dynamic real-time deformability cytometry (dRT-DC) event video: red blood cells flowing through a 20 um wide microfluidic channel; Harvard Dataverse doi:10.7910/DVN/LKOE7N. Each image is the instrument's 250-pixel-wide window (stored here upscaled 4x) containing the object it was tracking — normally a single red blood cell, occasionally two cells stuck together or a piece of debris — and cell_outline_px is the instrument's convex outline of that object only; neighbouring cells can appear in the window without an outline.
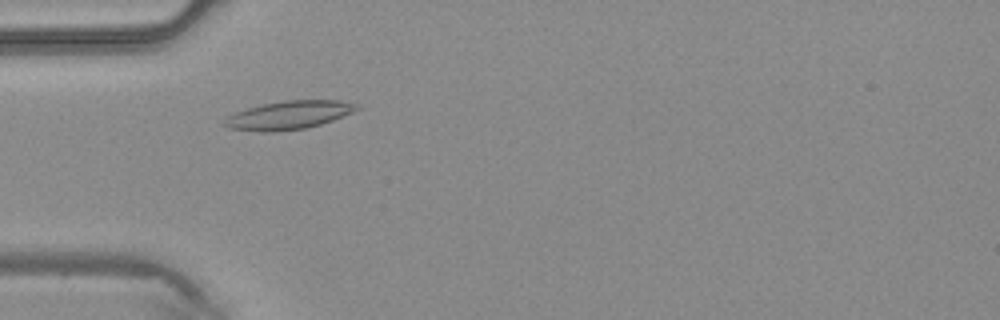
{"species": "common noctule bat (a hibernating species)", "species_latin": "Nyctalus noctula", "temperature_condition": "warm", "stored_images_in_passage": 32, "camera_frame_rate_fps": 3000, "um_per_image_px": 0.085, "animal": {"sex": "male", "body_mass_g": 20.4}, "frame": {"image": 1, "passage_image": 3, "time_ms": 0.667, "image_size_px": [1000, 320], "cell_outline_px": [[360, 108], [352, 112], [332, 120], [320, 124], [304, 128], [276, 132], [260, 132], [228, 128], [220, 124], [228, 116], [236, 112], [248, 108], [264, 104], [284, 100], [340, 100], [356, 104]], "centroid_in_image_um": [24.5, 9.79], "position_along_channel_um": 60.5, "area_um2": 21.79}}
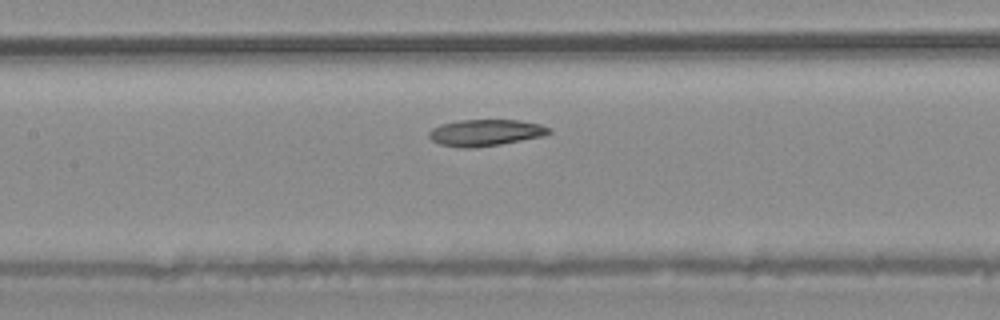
{"frame": {"image": 2, "passage_image": 10, "time_ms": 3.0, "image_size_px": [1000, 320], "cell_outline_px": [[552, 132], [544, 136], [500, 144], [472, 148], [460, 148], [440, 144], [432, 140], [428, 136], [428, 132], [432, 128], [440, 124], [460, 120], [516, 120], [540, 124], [552, 128]], "centroid_in_image_um": [41.26, 11.27], "position_along_channel_um": 166.1, "area_um2": 18.61}}
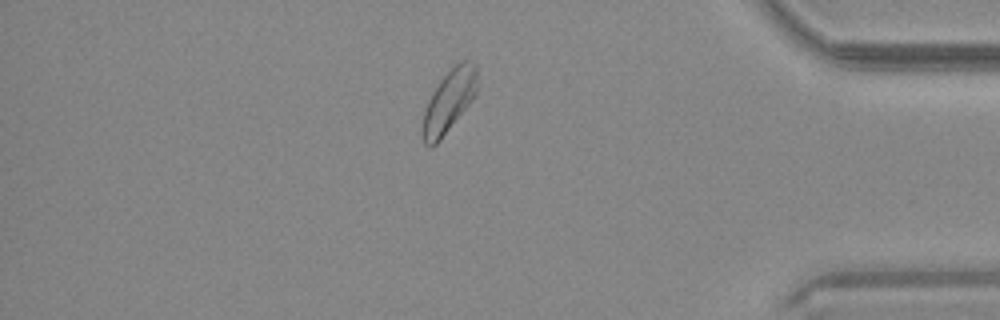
{"frame": {"image": 3, "passage_image": 27, "time_ms": 8.667, "image_size_px": [1000, 320], "cell_outline_px": [[476, 92], [472, 100], [440, 140], [432, 148], [428, 148], [424, 144], [420, 132], [420, 128], [424, 112], [428, 100], [432, 92], [440, 80], [460, 60], [472, 60], [476, 64]], "centroid_in_image_um": [38.11, 8.64], "position_along_channel_um": 397.1, "area_um2": 19.94}}